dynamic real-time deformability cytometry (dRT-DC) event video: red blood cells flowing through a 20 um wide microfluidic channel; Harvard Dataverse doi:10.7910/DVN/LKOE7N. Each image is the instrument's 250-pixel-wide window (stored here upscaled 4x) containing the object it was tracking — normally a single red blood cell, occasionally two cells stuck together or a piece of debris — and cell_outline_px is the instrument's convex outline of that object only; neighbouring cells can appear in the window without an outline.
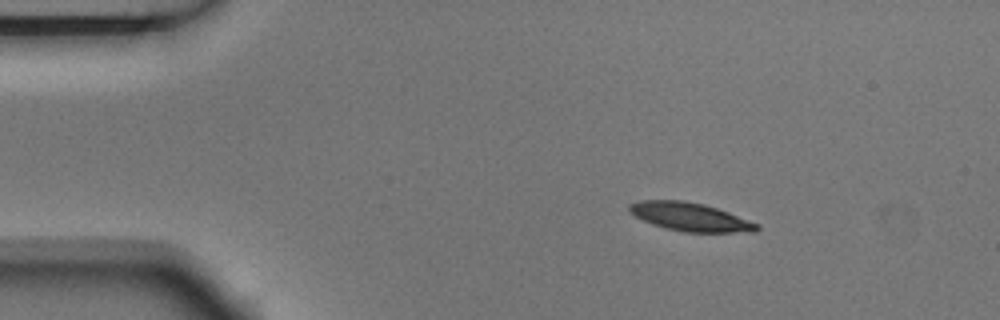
{"species": "Egyptian fruit bat (a non-hibernating species)", "species_latin": "Rousettus aegyptiacus", "temperature_condition": "room temperature", "stored_images_in_passage": 3, "camera_frame_rate_fps": 3000, "um_per_image_px": 0.085, "animal": {"sex": "male"}, "frame": {"image": 1, "passage_image": 1, "time_ms": 0.0, "image_size_px": [1000, 320], "cell_outline_px": [[760, 228], [756, 232], [684, 232], [664, 228], [652, 224], [628, 212], [628, 204], [640, 200], [684, 200], [704, 204], [728, 212], [760, 224]], "centroid_in_image_um": [58.66, 18.43], "position_along_channel_um": 26.3, "area_um2": 21.21}}